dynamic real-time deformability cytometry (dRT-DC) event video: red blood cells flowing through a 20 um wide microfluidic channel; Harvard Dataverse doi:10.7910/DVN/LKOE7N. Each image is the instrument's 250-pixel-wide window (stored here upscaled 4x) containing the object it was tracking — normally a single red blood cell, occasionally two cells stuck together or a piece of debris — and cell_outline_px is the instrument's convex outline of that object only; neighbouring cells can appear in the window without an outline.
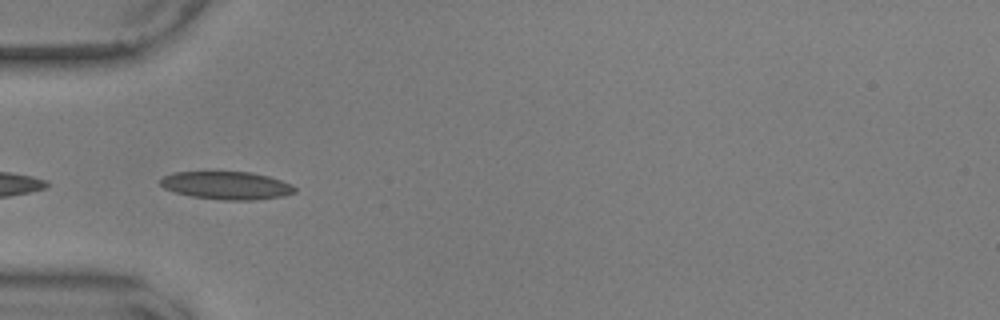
{"species": "common noctule bat (a hibernating species)", "species_latin": "Nyctalus noctula", "temperature_condition": "warm", "stored_images_in_passage": 3, "camera_frame_rate_fps": 3000, "um_per_image_px": 0.085, "animal": {"sex": "male", "body_mass_g": 17.9, "forearm_length_mm": 54.2}, "frame": {"image": 1, "passage_image": 1, "time_ms": 0.0, "image_size_px": [1000, 320], "cell_outline_px": [[296, 192], [284, 196], [256, 200], [224, 200], [192, 196], [176, 192], [164, 188], [160, 184], [160, 180], [164, 176], [176, 172], [252, 172], [268, 176], [292, 184], [296, 188]], "centroid_in_image_um": [19.31, 15.77], "position_along_channel_um": 65.7, "area_um2": 21.79}}